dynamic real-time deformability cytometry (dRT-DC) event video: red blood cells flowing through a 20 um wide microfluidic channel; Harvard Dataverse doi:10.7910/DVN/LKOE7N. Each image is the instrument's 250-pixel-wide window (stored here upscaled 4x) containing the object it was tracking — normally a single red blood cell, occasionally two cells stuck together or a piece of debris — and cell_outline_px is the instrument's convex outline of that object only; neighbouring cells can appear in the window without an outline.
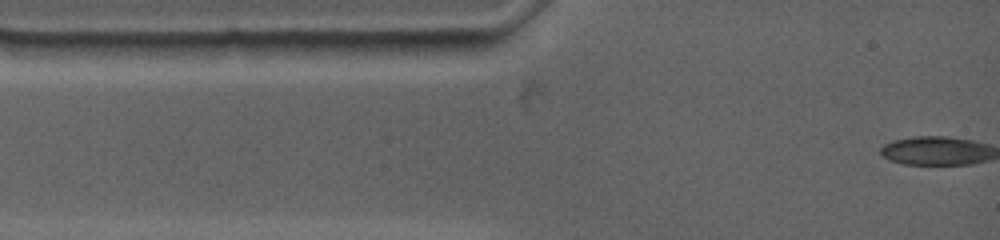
{"species": "common noctule bat (a hibernating species)", "species_latin": "Nyctalus noctula", "temperature_condition": "warm", "stored_images_in_passage": 2, "segment_of_instrument_passage": [1, 2], "camera_frame_rate_fps": 4500, "um_per_image_px": 0.085, "animal": {"sex": "female", "body_mass_g": 19.0, "forearm_length_mm": 53.3}, "frame": {"image": 1, "passage_image": 1, "time_ms": 0.0, "image_size_px": [1000, 240], "cell_outline_px": [[128, 44], [112, 60], [48, 60], [36, 44], [76, 40]], "centroid_in_image_um": [6.88, 4.28], "position_along_channel_um": 78.1, "area_um2": 10.35}}